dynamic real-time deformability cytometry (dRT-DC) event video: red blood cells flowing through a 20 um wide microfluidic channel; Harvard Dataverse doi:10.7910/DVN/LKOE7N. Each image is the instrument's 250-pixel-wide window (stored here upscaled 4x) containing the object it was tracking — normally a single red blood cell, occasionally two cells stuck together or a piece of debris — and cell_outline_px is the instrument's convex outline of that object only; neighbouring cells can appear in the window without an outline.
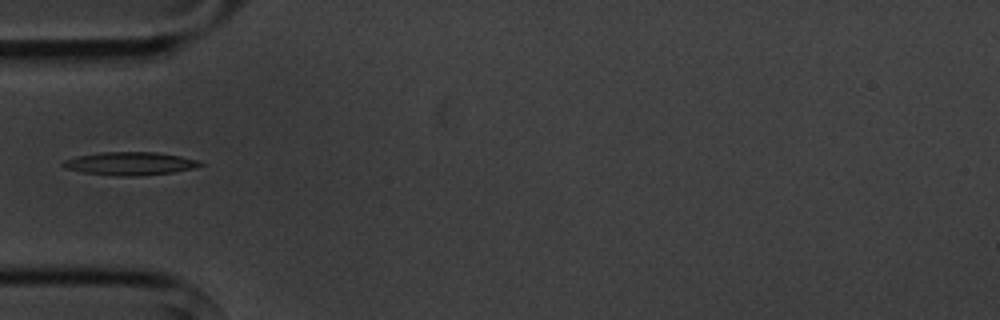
{"species": "common noctule bat (a hibernating species)", "species_latin": "Nyctalus noctula", "temperature_condition": "cold", "stored_images_in_passage": 1, "camera_frame_rate_fps": 3000, "um_per_image_px": 0.085, "animal": {"sex": "male", "body_mass_g": 20.1, "forearm_length_mm": 53.5}, "frame": {"image": 1, "passage_image": 1, "time_ms": 0.0, "image_size_px": [1000, 320], "cell_outline_px": [[204, 164], [196, 168], [172, 172], [136, 176], [116, 176], [84, 172], [64, 168], [60, 164], [64, 160], [76, 156], [100, 152], [156, 152], [180, 156], [196, 160]], "centroid_in_image_um": [11.02, 13.9], "position_along_channel_um": 74.0, "area_um2": 18.44}}